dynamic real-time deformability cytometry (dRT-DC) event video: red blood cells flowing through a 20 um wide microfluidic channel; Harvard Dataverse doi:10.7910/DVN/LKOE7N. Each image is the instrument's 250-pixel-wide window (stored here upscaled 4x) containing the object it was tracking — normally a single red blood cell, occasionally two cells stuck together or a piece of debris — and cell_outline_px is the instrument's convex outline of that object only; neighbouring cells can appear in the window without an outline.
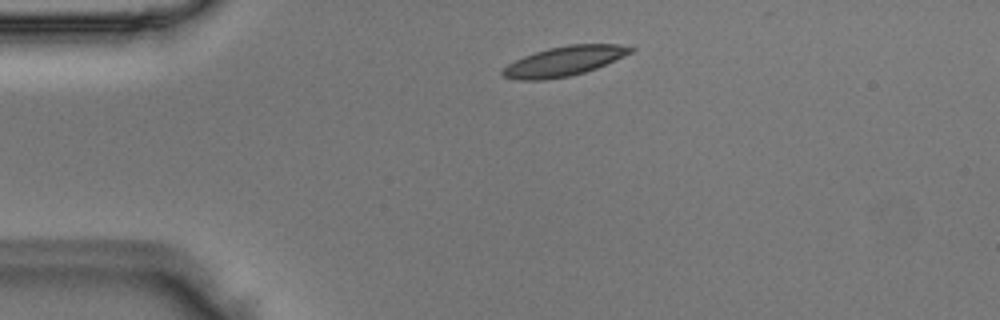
{"species": "Egyptian fruit bat (a non-hibernating species)", "species_latin": "Rousettus aegyptiacus", "temperature_condition": "room temperature", "stored_images_in_passage": 40, "camera_frame_rate_fps": 3000, "um_per_image_px": 0.085, "animal": {"sex": "male"}, "frame": {"image": 1, "passage_image": 1, "time_ms": 0.0, "image_size_px": [1000, 320], "cell_outline_px": [[636, 48], [632, 52], [624, 56], [596, 68], [584, 72], [568, 76], [544, 80], [516, 80], [500, 76], [500, 72], [508, 64], [524, 56], [548, 48], [568, 44], [620, 44]], "centroid_in_image_um": [47.93, 5.2], "position_along_channel_um": 37.1, "area_um2": 22.08}}
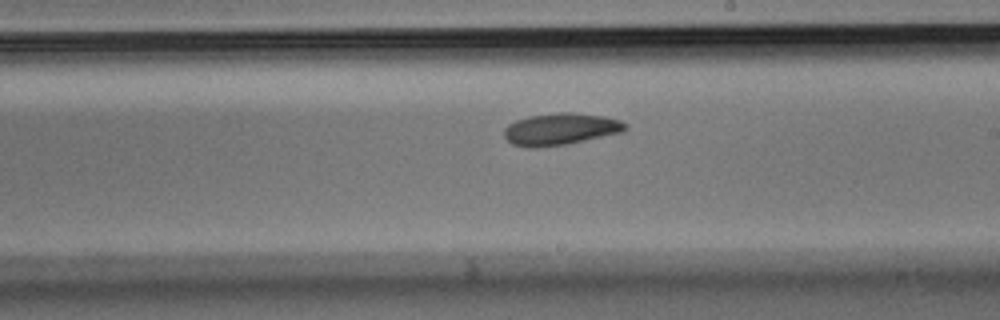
{"frame": {"image": 2, "passage_image": 19, "time_ms": 6.0, "image_size_px": [1000, 320], "cell_outline_px": [[628, 128], [624, 132], [568, 144], [532, 148], [528, 148], [512, 144], [504, 136], [504, 128], [508, 124], [516, 120], [528, 116], [560, 112], [572, 112], [604, 116], [620, 120], [628, 124]], "centroid_in_image_um": [47.67, 10.97], "position_along_channel_um": 241.3, "area_um2": 22.77}}
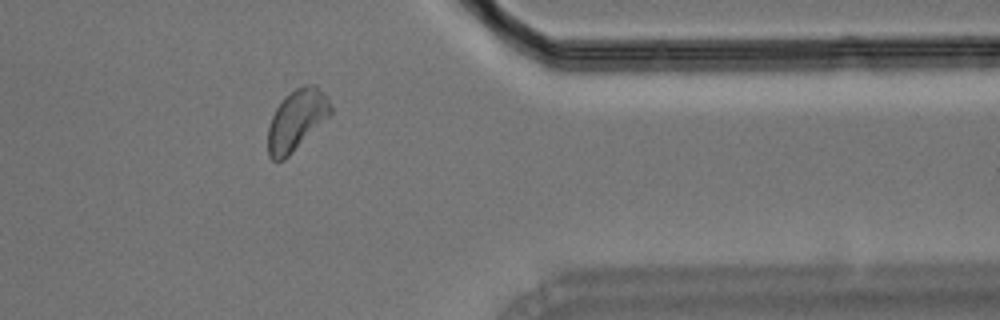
{"frame": {"image": 3, "passage_image": 31, "time_ms": 10.0, "image_size_px": [1000, 320], "cell_outline_px": [[332, 112], [284, 160], [272, 160], [268, 156], [268, 128], [272, 116], [276, 108], [284, 96], [296, 88], [304, 84], [316, 84], [328, 96], [332, 108]], "centroid_in_image_um": [25.2, 10.16], "position_along_channel_um": 386.2, "area_um2": 21.96}}